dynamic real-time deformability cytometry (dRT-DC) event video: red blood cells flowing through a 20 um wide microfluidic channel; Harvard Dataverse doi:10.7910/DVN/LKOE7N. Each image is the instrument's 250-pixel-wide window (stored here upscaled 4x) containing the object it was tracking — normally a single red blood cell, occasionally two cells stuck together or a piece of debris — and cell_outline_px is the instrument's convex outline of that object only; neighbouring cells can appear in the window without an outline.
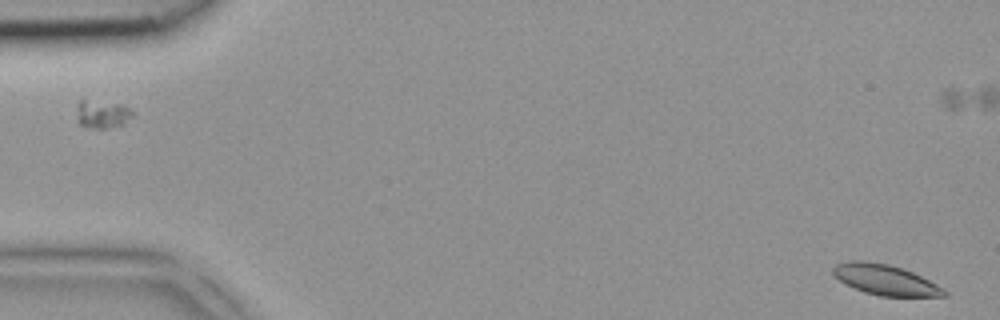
{"species": "common noctule bat (a hibernating species)", "species_latin": "Nyctalus noctula", "temperature_condition": "room temperature", "stored_images_in_passage": 2, "camera_frame_rate_fps": 3000, "um_per_image_px": 0.085, "animal": {"sex": "female", "body_mass_g": 18.4}, "frame": {"image": 1, "passage_image": 2, "time_ms": 0.333, "image_size_px": [1000, 320], "cell_outline_px": [[948, 296], [880, 296], [864, 292], [840, 280], [832, 272], [832, 268], [836, 264], [848, 260], [860, 260], [888, 264], [912, 272], [944, 288], [948, 292]], "centroid_in_image_um": [75.26, 23.78], "position_along_channel_um": 9.7, "area_um2": 19.42}}